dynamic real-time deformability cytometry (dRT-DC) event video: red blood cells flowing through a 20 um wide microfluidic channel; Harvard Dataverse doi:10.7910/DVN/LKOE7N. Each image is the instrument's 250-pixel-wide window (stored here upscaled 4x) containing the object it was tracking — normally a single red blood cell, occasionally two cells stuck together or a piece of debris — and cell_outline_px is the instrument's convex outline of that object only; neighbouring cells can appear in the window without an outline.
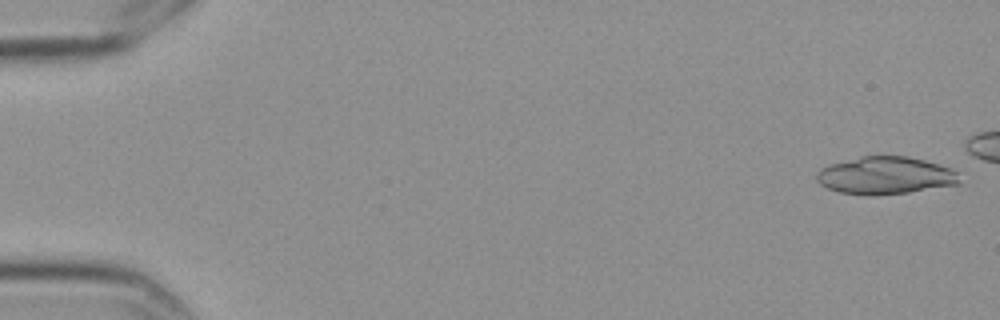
{"species": "Egyptian fruit bat (a non-hibernating species)", "species_latin": "Rousettus aegyptiacus", "temperature_condition": "cold", "stored_images_in_passage": 8, "camera_frame_rate_fps": 3000, "um_per_image_px": 0.085, "frame": {"image": 1, "passage_image": 1, "time_ms": 0.0, "image_size_px": [1000, 320], "cell_outline_px": [[960, 184], [908, 192], [868, 196], [840, 192], [828, 188], [820, 184], [816, 180], [816, 176], [820, 168], [828, 164], [860, 156], [908, 156], [924, 160], [952, 168], [960, 172]], "centroid_in_image_um": [75.27, 14.91], "position_along_channel_um": 9.7, "area_um2": 31.5}}
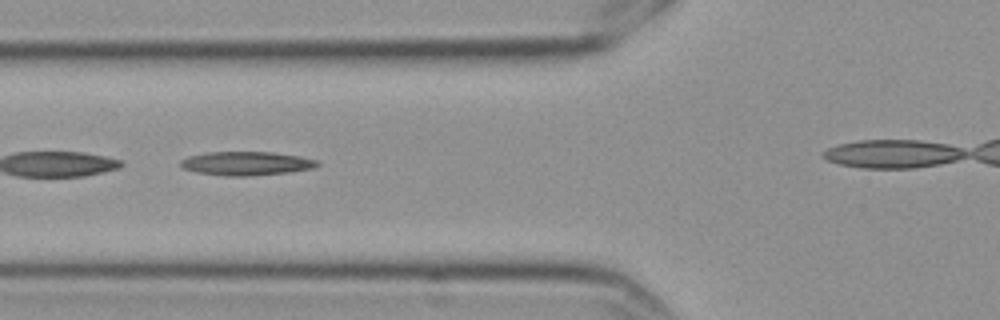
{"frame": {"image": 2, "passage_image": 6, "time_ms": 1.667, "image_size_px": [1000, 320], "cell_outline_px": [[320, 164], [312, 168], [288, 172], [244, 176], [224, 176], [196, 172], [184, 168], [180, 164], [180, 160], [188, 156], [208, 152], [272, 152], [300, 156], [316, 160]], "centroid_in_image_um": [20.91, 13.88], "position_along_channel_um": 104.9, "area_um2": 18.79}}